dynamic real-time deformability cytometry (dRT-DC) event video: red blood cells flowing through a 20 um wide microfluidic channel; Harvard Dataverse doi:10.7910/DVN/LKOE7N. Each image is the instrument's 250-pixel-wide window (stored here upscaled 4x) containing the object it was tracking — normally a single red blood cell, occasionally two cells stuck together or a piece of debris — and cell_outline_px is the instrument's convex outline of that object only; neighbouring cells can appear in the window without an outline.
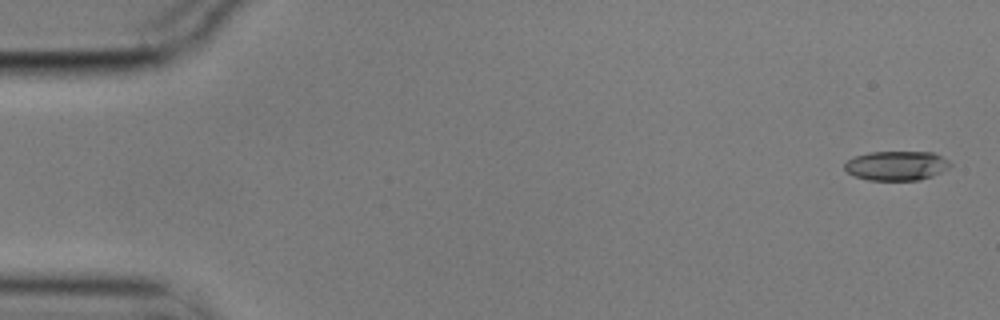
{"species": "common noctule bat (a hibernating species)", "species_latin": "Nyctalus noctula", "temperature_condition": "cold", "stored_images_in_passage": 4, "camera_frame_rate_fps": 3000, "um_per_image_px": 0.085, "animal": {"sex": "male", "body_mass_g": 17.9}, "frame": {"image": 1, "passage_image": 1, "time_ms": 0.0, "image_size_px": [1000, 320], "cell_outline_px": [[952, 164], [948, 168], [932, 176], [920, 180], [868, 180], [856, 176], [848, 172], [844, 168], [844, 164], [848, 160], [856, 156], [872, 152], [932, 152], [948, 160]], "centroid_in_image_um": [76.21, 14.08], "position_along_channel_um": 8.8, "area_um2": 17.92}}